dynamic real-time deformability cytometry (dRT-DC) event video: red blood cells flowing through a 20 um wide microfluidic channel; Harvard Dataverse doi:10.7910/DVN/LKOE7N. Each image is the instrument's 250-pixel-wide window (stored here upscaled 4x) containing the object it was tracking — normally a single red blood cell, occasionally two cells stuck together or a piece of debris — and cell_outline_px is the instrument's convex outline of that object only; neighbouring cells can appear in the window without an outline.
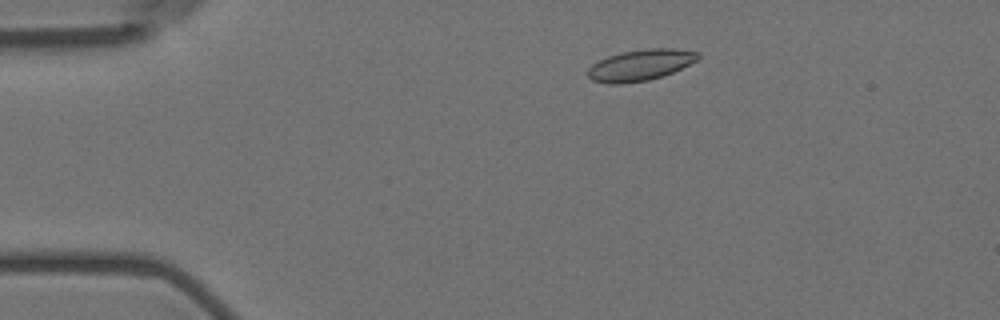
{"species": "Egyptian fruit bat (a non-hibernating species)", "species_latin": "Rousettus aegyptiacus", "temperature_condition": "room temperature", "stored_images_in_passage": 9, "camera_frame_rate_fps": 3000, "um_per_image_px": 0.085, "animal": {"sex": "female"}, "frame": {"image": 1, "passage_image": 1, "time_ms": 0.0, "image_size_px": [1000, 320], "cell_outline_px": [[700, 56], [696, 60], [672, 72], [648, 80], [620, 84], [608, 84], [592, 80], [588, 76], [588, 68], [592, 64], [608, 56], [620, 52], [652, 48], [672, 48], [700, 52]], "centroid_in_image_um": [54.4, 5.53], "position_along_channel_um": 30.6, "area_um2": 19.77}}
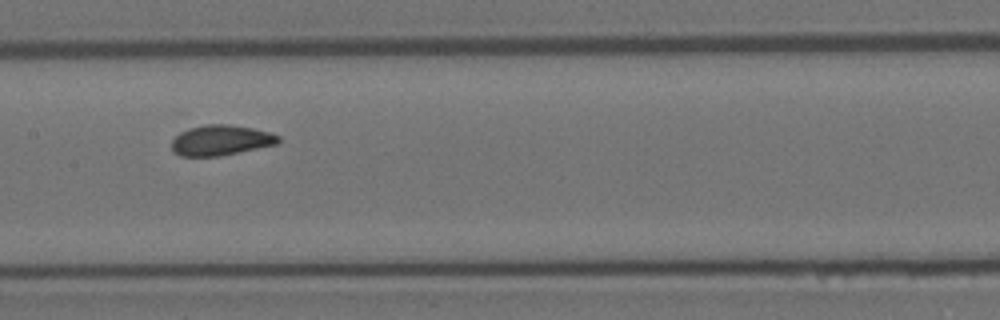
{"frame": {"image": 2, "passage_image": 6, "time_ms": 6.0, "image_size_px": [1000, 320], "cell_outline_px": [[280, 140], [276, 144], [220, 156], [180, 156], [172, 152], [172, 140], [180, 132], [204, 124], [228, 124], [252, 128], [268, 132], [280, 136]], "centroid_in_image_um": [18.75, 11.92], "position_along_channel_um": 188.7, "area_um2": 18.73}}
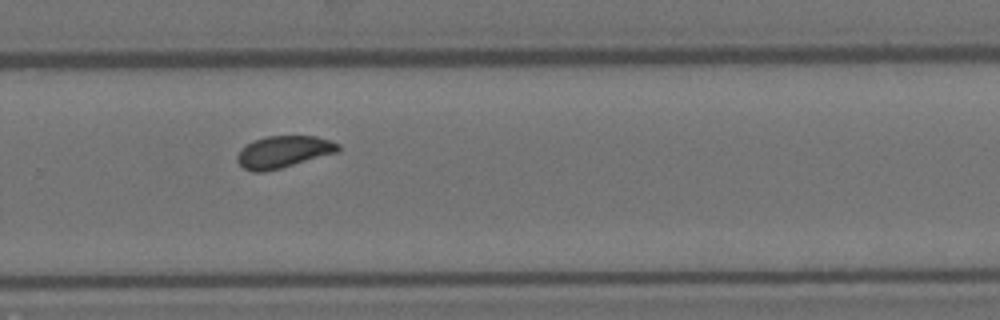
{"frame": {"image": 3, "passage_image": 9, "time_ms": 9.333, "image_size_px": [1000, 320], "cell_outline_px": [[340, 148], [336, 152], [280, 168], [264, 172], [252, 172], [244, 168], [236, 160], [236, 156], [240, 148], [252, 140], [264, 136], [316, 136], [332, 140], [340, 144]], "centroid_in_image_um": [24.05, 12.89], "position_along_channel_um": 305.8, "area_um2": 18.84}}